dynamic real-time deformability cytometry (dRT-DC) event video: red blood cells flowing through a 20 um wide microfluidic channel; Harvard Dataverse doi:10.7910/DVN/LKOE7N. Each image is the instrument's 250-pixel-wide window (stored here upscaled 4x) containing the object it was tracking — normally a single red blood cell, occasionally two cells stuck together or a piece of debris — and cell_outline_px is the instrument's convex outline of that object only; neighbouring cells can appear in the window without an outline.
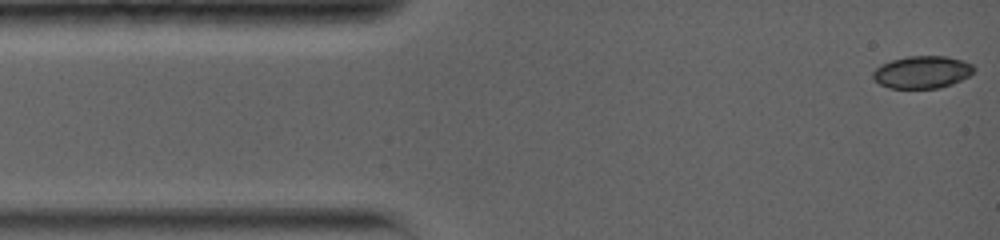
{"species": "common noctule bat (a hibernating species)", "species_latin": "Nyctalus noctula", "temperature_condition": "warm", "stored_images_in_passage": 7, "camera_frame_rate_fps": 5000, "um_per_image_px": 0.085, "animal": {"sex": "female", "body_mass_g": 19.0, "forearm_length_mm": 56.7}, "frame": {"image": 1, "passage_image": 1, "time_ms": 0.0, "image_size_px": [1000, 240], "cell_outline_px": [[976, 68], [968, 76], [952, 84], [940, 88], [888, 88], [880, 84], [872, 76], [872, 72], [880, 64], [892, 60], [908, 56], [944, 56], [960, 60], [972, 64]], "centroid_in_image_um": [78.36, 6.13], "position_along_channel_um": 6.6, "area_um2": 18.96}}